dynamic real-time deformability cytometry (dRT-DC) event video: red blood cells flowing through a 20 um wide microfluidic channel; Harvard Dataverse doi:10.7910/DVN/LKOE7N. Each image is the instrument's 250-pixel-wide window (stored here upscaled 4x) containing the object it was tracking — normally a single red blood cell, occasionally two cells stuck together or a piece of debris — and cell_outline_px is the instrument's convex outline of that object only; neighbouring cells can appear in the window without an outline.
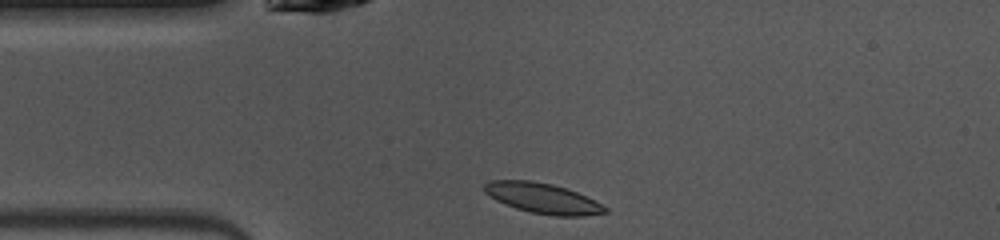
{"species": "common noctule bat (a hibernating species)", "species_latin": "Nyctalus noctula", "temperature_condition": "warm", "stored_images_in_passage": 38, "camera_frame_rate_fps": 3000, "um_per_image_px": 0.085, "animal": {"sex": "female", "body_mass_g": 10.0, "forearm_length_mm": 53.1}, "frame": {"image": 1, "passage_image": 1, "time_ms": 0.0, "image_size_px": [1000, 240], "cell_outline_px": [[608, 212], [584, 216], [552, 216], [532, 212], [516, 208], [504, 204], [496, 200], [484, 192], [484, 184], [488, 180], [532, 180], [552, 184], [568, 188], [608, 208]], "centroid_in_image_um": [46.1, 16.84], "position_along_channel_um": 38.9, "area_um2": 21.27}}
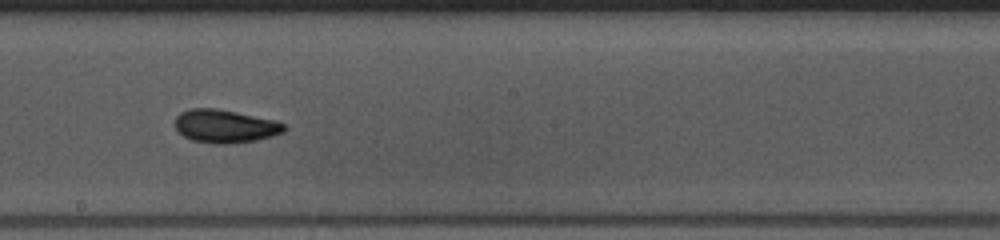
{"frame": {"image": 2, "passage_image": 16, "time_ms": 5.0, "image_size_px": [1000, 240], "cell_outline_px": [[288, 128], [284, 132], [272, 136], [256, 140], [224, 144], [216, 144], [192, 140], [184, 136], [176, 128], [176, 116], [180, 112], [188, 108], [216, 108], [236, 112], [272, 120], [284, 124]], "centroid_in_image_um": [19.12, 10.72], "position_along_channel_um": 229.1, "area_um2": 20.92}}
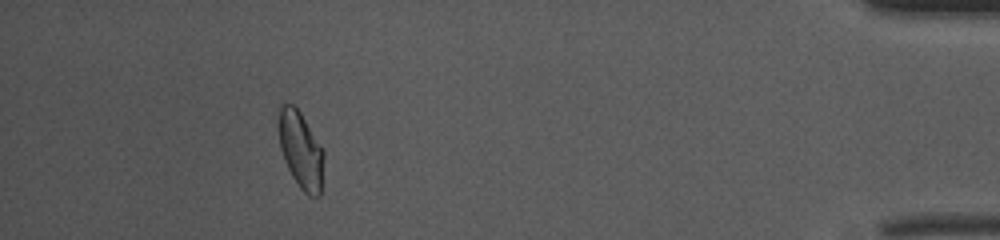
{"frame": {"image": 3, "passage_image": 34, "time_ms": 11.0, "image_size_px": [1000, 240], "cell_outline_px": [[324, 156], [320, 196], [308, 196], [300, 188], [292, 176], [284, 160], [280, 148], [276, 124], [280, 104], [292, 104], [300, 112], [324, 148]], "centroid_in_image_um": [25.54, 12.72], "position_along_channel_um": 409.7, "area_um2": 20.69}, "authors_computed_cell_mechanics": {"area_um2": 20.2878, "velocity_mm_per_s": 4.0878, "shape_relaxation_time_tau1_ms": 3.0566, "shape_relaxation_time_tau2_ms": 1.7299, "deformation_change_tau1": 0.1516, "deformation_change_tau2": 0.0789}}